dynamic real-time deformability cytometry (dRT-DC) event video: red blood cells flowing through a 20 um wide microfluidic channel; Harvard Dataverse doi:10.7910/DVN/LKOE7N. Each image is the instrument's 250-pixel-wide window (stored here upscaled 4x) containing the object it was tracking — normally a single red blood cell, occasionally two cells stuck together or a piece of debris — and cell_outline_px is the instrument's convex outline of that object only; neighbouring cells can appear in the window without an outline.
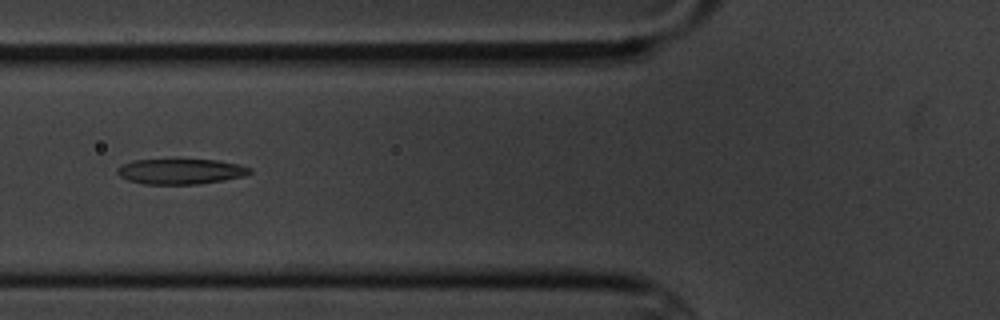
{"species": "common noctule bat (a hibernating species)", "species_latin": "Nyctalus noctula", "temperature_condition": "cold", "stored_images_in_passage": 5, "camera_frame_rate_fps": 3000, "um_per_image_px": 0.085, "animal": {"sex": "male", "body_mass_g": 20.1, "forearm_length_mm": 53.5}, "frame": {"image": 1, "passage_image": 5, "time_ms": 5.0, "image_size_px": [1000, 320], "cell_outline_px": [[252, 172], [244, 176], [224, 180], [196, 184], [144, 184], [128, 180], [120, 176], [116, 172], [116, 168], [124, 164], [136, 160], [216, 160], [240, 164], [252, 168]], "centroid_in_image_um": [15.38, 14.57], "position_along_channel_um": 110.4, "area_um2": 19.48}}